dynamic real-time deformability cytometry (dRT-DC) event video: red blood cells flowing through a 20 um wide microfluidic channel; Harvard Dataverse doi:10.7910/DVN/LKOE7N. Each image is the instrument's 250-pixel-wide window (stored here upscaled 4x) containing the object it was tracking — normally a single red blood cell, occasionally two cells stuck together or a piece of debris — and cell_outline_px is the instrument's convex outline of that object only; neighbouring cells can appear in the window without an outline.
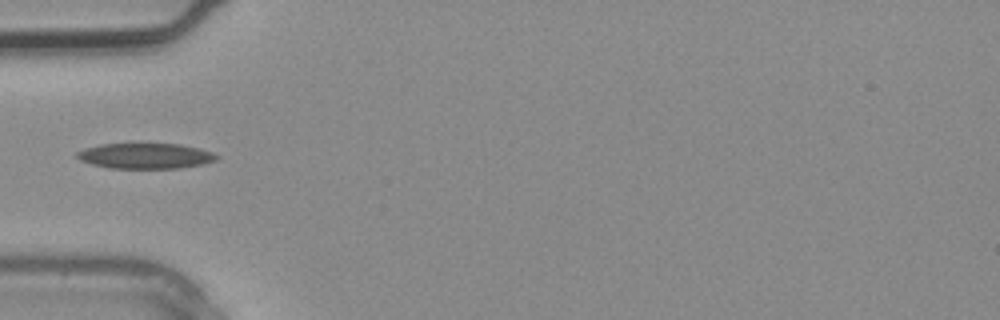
{"species": "common noctule bat (a hibernating species)", "species_latin": "Nyctalus noctula", "temperature_condition": "warm", "stored_images_in_passage": 1, "camera_frame_rate_fps": 3000, "um_per_image_px": 0.085, "animal": {"sex": "male", "body_mass_g": 20.4}, "frame": {"image": 1, "passage_image": 1, "time_ms": 0.0, "image_size_px": [1000, 320], "cell_outline_px": [[220, 156], [216, 160], [204, 164], [180, 168], [108, 168], [92, 164], [80, 160], [76, 156], [76, 152], [84, 148], [100, 144], [180, 144], [200, 148], [212, 152]], "centroid_in_image_um": [12.37, 13.25], "position_along_channel_um": 72.6, "area_um2": 20.81}}